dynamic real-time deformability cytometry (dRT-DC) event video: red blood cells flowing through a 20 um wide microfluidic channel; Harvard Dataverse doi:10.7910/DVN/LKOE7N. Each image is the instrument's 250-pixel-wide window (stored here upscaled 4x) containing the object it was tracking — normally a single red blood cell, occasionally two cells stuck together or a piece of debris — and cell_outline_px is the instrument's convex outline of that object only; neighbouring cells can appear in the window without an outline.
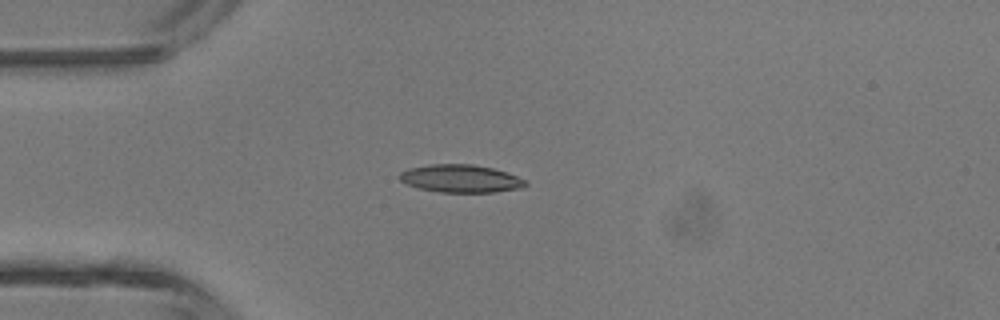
{"species": "common noctule bat (a hibernating species)", "species_latin": "Nyctalus noctula", "temperature_condition": "room temperature", "stored_images_in_passage": 4, "camera_frame_rate_fps": 3000, "um_per_image_px": 0.085, "animal": {"sex": "male", "body_mass_g": 13.3}, "frame": {"image": 1, "passage_image": 3, "time_ms": 3.333, "image_size_px": [1000, 320], "cell_outline_px": [[528, 184], [520, 188], [492, 192], [440, 192], [420, 188], [408, 184], [400, 180], [400, 172], [408, 168], [428, 164], [472, 164], [492, 168], [516, 176], [524, 180]], "centroid_in_image_um": [39.12, 15.17], "position_along_channel_um": 45.9, "area_um2": 20.11}}